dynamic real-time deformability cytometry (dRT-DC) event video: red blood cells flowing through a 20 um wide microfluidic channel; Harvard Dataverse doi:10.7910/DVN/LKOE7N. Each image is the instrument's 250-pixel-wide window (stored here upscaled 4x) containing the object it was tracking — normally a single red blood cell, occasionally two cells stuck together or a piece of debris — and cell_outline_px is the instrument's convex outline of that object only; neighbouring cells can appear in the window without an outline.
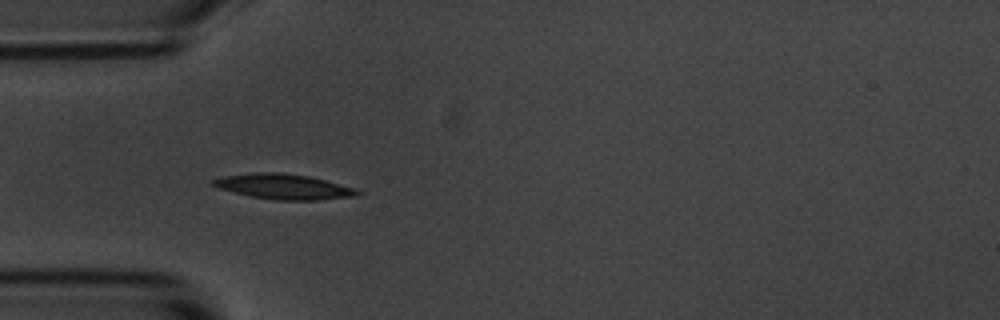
{"species": "common noctule bat (a hibernating species)", "species_latin": "Nyctalus noctula", "temperature_condition": "room temperature", "stored_images_in_passage": 4, "camera_frame_rate_fps": 3000, "um_per_image_px": 0.085, "animal": {"sex": "male", "body_mass_g": 20.1, "forearm_length_mm": 53.5}, "frame": {"image": 1, "passage_image": 3, "time_ms": 2.333, "image_size_px": [1000, 320], "cell_outline_px": [[364, 192], [356, 196], [320, 200], [276, 200], [248, 196], [216, 188], [212, 184], [212, 180], [220, 176], [256, 172], [284, 172], [308, 176], [356, 188]], "centroid_in_image_um": [24.09, 15.86], "position_along_channel_um": 60.9, "area_um2": 21.5}}